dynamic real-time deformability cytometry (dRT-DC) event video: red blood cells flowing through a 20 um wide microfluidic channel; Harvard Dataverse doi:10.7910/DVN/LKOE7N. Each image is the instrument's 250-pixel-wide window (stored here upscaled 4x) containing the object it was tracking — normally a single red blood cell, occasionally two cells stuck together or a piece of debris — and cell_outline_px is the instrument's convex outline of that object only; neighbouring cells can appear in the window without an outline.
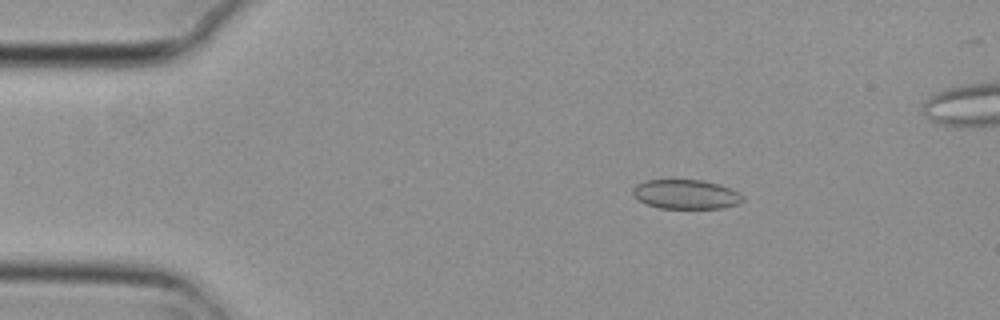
{"species": "common noctule bat (a hibernating species)", "species_latin": "Nyctalus noctula", "temperature_condition": "cold", "stored_images_in_passage": 4, "camera_frame_rate_fps": 3000, "um_per_image_px": 0.085, "animal": {"sex": "female", "body_mass_g": 29.2, "forearm_length_mm": 56.3}, "frame": {"image": 1, "passage_image": 1, "time_ms": 0.0, "image_size_px": [1000, 320], "cell_outline_px": [[744, 200], [740, 204], [724, 208], [660, 208], [648, 204], [632, 196], [632, 188], [636, 184], [644, 180], [704, 180], [720, 184], [732, 188], [744, 196]], "centroid_in_image_um": [58.34, 16.51], "position_along_channel_um": 26.7, "area_um2": 19.07}}